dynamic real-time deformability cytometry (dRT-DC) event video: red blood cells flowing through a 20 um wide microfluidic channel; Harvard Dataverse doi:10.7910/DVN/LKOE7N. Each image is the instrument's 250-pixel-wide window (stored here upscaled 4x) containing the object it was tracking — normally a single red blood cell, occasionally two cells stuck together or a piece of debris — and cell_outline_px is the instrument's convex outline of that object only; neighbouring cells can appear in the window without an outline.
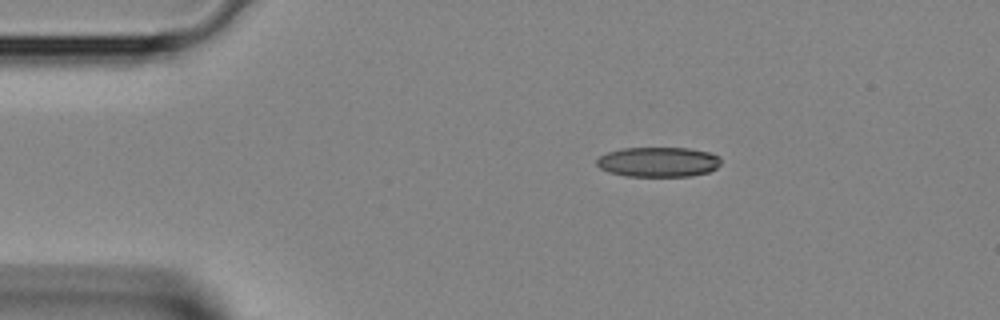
{"species": "Egyptian fruit bat (a non-hibernating species)", "species_latin": "Rousettus aegyptiacus", "temperature_condition": "room temperature", "stored_images_in_passage": 31, "camera_frame_rate_fps": 3000, "um_per_image_px": 0.085, "animal": {"sex": "female"}, "frame": {"image": 1, "passage_image": 1, "time_ms": 0.0, "image_size_px": [1000, 320], "cell_outline_px": [[720, 164], [716, 168], [708, 172], [692, 176], [624, 176], [608, 172], [600, 168], [596, 164], [596, 160], [600, 156], [608, 152], [620, 148], [688, 148], [708, 152], [720, 156]], "centroid_in_image_um": [55.94, 13.77], "position_along_channel_um": 29.1, "area_um2": 21.73}}
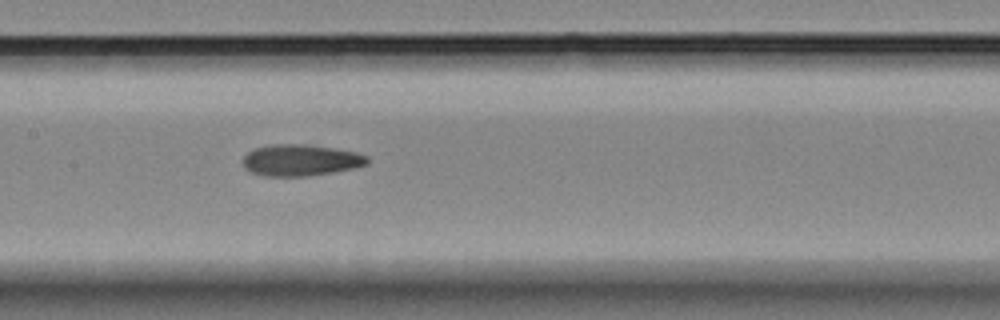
{"frame": {"image": 2, "passage_image": 13, "time_ms": 4.0, "image_size_px": [1000, 320], "cell_outline_px": [[368, 164], [356, 168], [332, 172], [304, 176], [264, 176], [252, 172], [244, 168], [244, 156], [248, 152], [256, 148], [272, 144], [304, 144], [332, 148], [356, 152], [368, 156]], "centroid_in_image_um": [25.57, 13.62], "position_along_channel_um": 181.8, "area_um2": 22.66}}
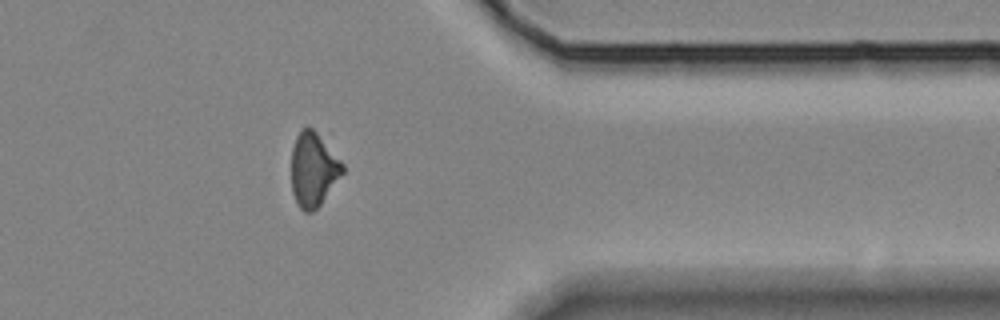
{"frame": {"image": 3, "passage_image": 26, "time_ms": 8.333, "image_size_px": [1000, 320], "cell_outline_px": [[344, 172], [320, 204], [312, 212], [304, 212], [296, 204], [292, 192], [292, 148], [296, 136], [300, 128], [308, 124], [316, 132], [344, 164]], "centroid_in_image_um": [26.61, 14.39], "position_along_channel_um": 384.8, "area_um2": 22.08}}